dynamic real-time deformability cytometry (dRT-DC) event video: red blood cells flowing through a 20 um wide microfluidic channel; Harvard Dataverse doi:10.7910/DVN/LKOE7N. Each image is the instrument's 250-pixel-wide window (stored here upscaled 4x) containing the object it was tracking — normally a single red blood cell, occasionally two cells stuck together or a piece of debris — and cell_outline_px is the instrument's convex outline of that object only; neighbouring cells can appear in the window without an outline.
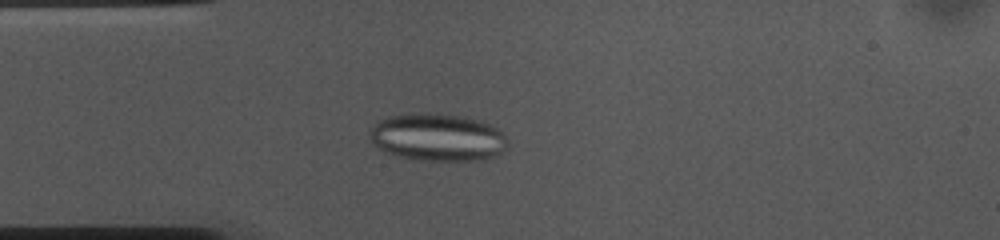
{"species": "common noctule bat (a hibernating species)", "species_latin": "Nyctalus noctula", "temperature_condition": "cold", "stored_images_in_passage": 53, "camera_frame_rate_fps": 3000, "um_per_image_px": 0.085, "animal": {"sex": "female", "body_mass_g": 10.0, "forearm_length_mm": 53.1}, "frame": {"image": 1, "passage_image": 13, "time_ms": 4.0, "image_size_px": [1000, 240], "cell_outline_px": [[508, 144], [496, 156], [484, 160], [420, 160], [400, 156], [388, 152], [372, 144], [368, 136], [368, 132], [380, 120], [388, 116], [428, 112], [460, 116], [480, 120], [504, 132]], "centroid_in_image_um": [37.2, 11.67], "position_along_channel_um": 47.8, "area_um2": 38.09}}
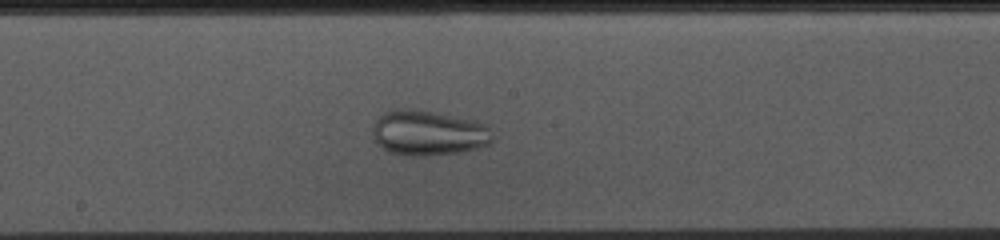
{"frame": {"image": 2, "passage_image": 27, "time_ms": 8.667, "image_size_px": [1000, 240], "cell_outline_px": [[496, 136], [488, 144], [476, 148], [460, 152], [424, 156], [412, 156], [388, 152], [376, 140], [372, 132], [372, 124], [384, 112], [392, 108], [412, 108], [476, 120], [488, 124]], "centroid_in_image_um": [36.44, 11.28], "position_along_channel_um": 211.8, "area_um2": 31.96}}
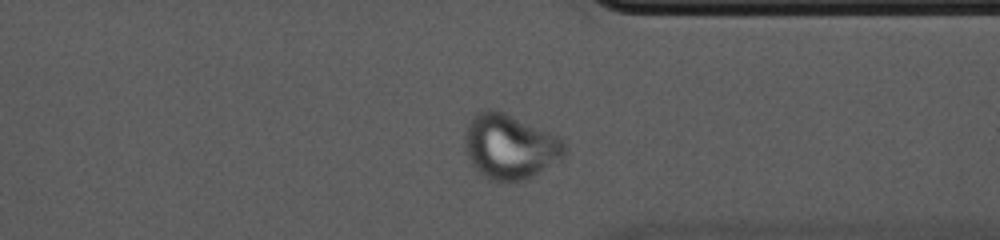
{"frame": {"image": 3, "passage_image": 40, "time_ms": 13.0, "image_size_px": [1000, 240], "cell_outline_px": [[564, 156], [560, 160], [540, 172], [524, 180], [488, 180], [472, 164], [464, 148], [464, 132], [472, 116], [476, 112], [488, 108], [492, 108], [504, 112], [560, 136], [564, 140]], "centroid_in_image_um": [43.32, 12.43], "position_along_channel_um": 368.1, "area_um2": 37.8}}